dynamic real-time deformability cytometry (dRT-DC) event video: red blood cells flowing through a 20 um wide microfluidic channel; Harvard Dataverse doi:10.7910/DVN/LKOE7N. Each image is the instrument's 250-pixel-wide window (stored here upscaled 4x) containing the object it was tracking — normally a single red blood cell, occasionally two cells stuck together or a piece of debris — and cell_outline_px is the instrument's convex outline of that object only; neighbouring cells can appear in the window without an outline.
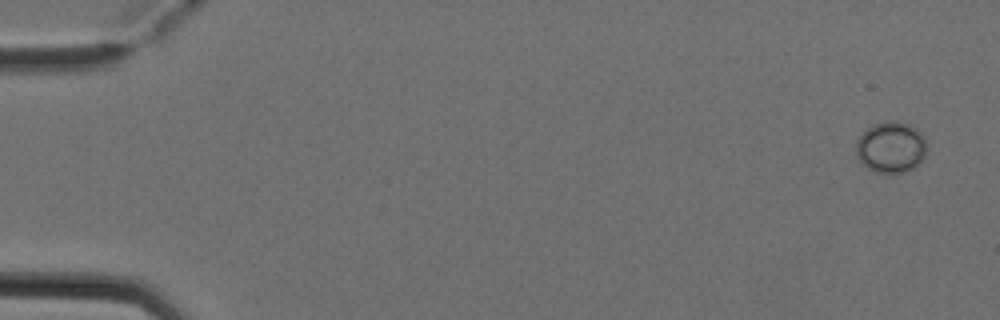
{"species": "Egyptian fruit bat (a non-hibernating species)", "species_latin": "Rousettus aegyptiacus", "temperature_condition": "cold", "stored_images_in_passage": 5, "camera_frame_rate_fps": 3000, "um_per_image_px": 0.085, "animal": {"sex": "female"}, "frame": {"image": 1, "passage_image": 1, "time_ms": 0.0, "image_size_px": [1000, 320], "cell_outline_px": [[928, 148], [924, 156], [912, 168], [904, 172], [872, 172], [860, 164], [856, 156], [856, 140], [872, 124], [888, 120], [896, 120], [912, 124], [924, 136]], "centroid_in_image_um": [75.71, 12.49], "position_along_channel_um": 9.3, "area_um2": 21.44}}
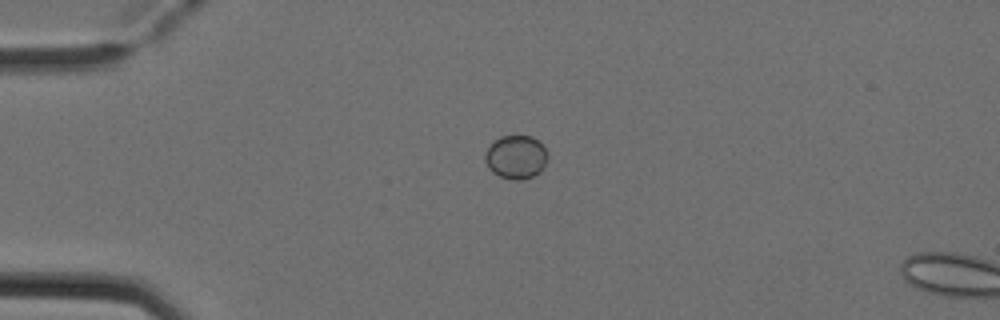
{"frame": {"image": 2, "passage_image": 4, "time_ms": 1.0, "image_size_px": [1000, 320], "cell_outline_px": [[548, 156], [544, 168], [540, 172], [532, 176], [520, 180], [512, 180], [500, 176], [492, 172], [488, 168], [484, 160], [484, 156], [488, 148], [500, 136], [532, 136], [544, 148]], "centroid_in_image_um": [43.85, 13.37], "position_along_channel_um": 41.1, "area_um2": 15.78}}